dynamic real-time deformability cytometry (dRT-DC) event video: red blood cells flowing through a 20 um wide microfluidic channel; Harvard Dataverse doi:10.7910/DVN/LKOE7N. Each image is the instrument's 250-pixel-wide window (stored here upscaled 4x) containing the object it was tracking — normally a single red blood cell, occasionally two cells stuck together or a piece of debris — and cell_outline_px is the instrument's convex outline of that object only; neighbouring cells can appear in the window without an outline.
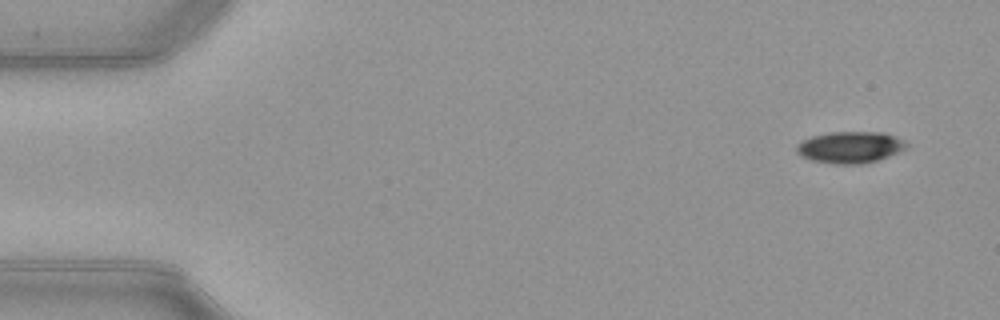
{"species": "common noctule bat (a hibernating species)", "species_latin": "Nyctalus noctula", "temperature_condition": "warm", "stored_images_in_passage": 10, "camera_frame_rate_fps": 3000, "um_per_image_px": 0.085, "animal": {"sex": "female", "body_mass_g": 21.9}, "frame": {"image": 1, "passage_image": 1, "time_ms": 0.0, "image_size_px": [1000, 320], "cell_outline_px": [[908, 144], [904, 148], [888, 156], [876, 160], [860, 164], [836, 164], [812, 160], [796, 152], [796, 144], [812, 136], [828, 132], [884, 132], [904, 140]], "centroid_in_image_um": [72.24, 12.5], "position_along_channel_um": 12.8, "area_um2": 19.94}}